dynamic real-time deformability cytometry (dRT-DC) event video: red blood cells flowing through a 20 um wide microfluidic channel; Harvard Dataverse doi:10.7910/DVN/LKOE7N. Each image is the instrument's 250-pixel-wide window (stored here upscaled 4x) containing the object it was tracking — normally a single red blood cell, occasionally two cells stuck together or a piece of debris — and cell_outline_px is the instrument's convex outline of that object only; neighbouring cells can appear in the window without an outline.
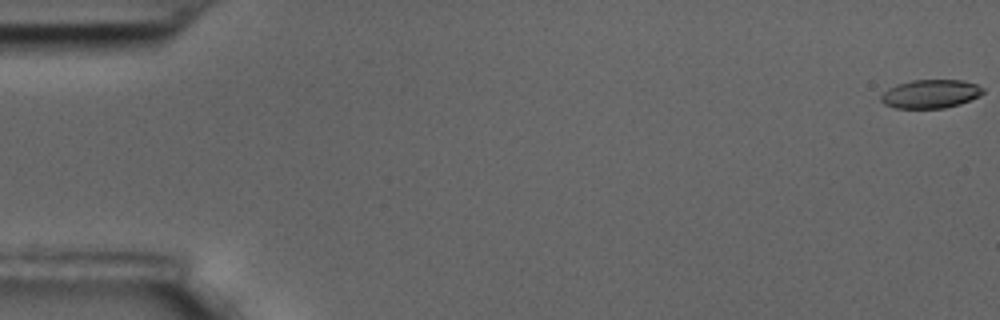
{"species": "common noctule bat (a hibernating species)", "species_latin": "Nyctalus noctula", "temperature_condition": "room temperature", "stored_images_in_passage": 59, "camera_frame_rate_fps": 3000, "um_per_image_px": 0.085, "animal": {"sex": "male", "body_mass_g": 17.5, "forearm_length_mm": 52.3}, "frame": {"image": 1, "passage_image": 1, "time_ms": 0.0, "image_size_px": [1000, 320], "cell_outline_px": [[984, 92], [980, 96], [960, 104], [944, 108], [896, 108], [884, 104], [880, 100], [880, 96], [888, 88], [896, 84], [912, 80], [964, 80], [976, 84], [984, 88]], "centroid_in_image_um": [79.1, 7.98], "position_along_channel_um": 5.9, "area_um2": 17.11}}
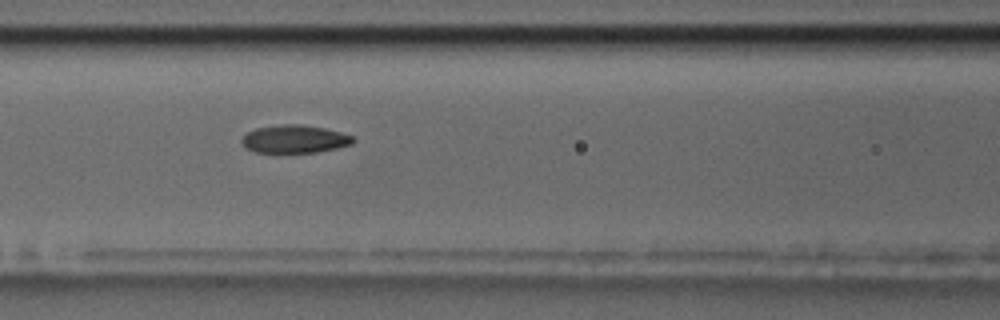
{"frame": {"image": 2, "passage_image": 26, "time_ms": 8.333, "image_size_px": [1000, 320], "cell_outline_px": [[356, 140], [352, 144], [336, 148], [316, 152], [252, 152], [244, 148], [240, 144], [240, 140], [248, 132], [256, 128], [280, 124], [300, 124], [324, 128], [340, 132], [352, 136]], "centroid_in_image_um": [25.0, 11.82], "position_along_channel_um": 141.6, "area_um2": 18.21}}
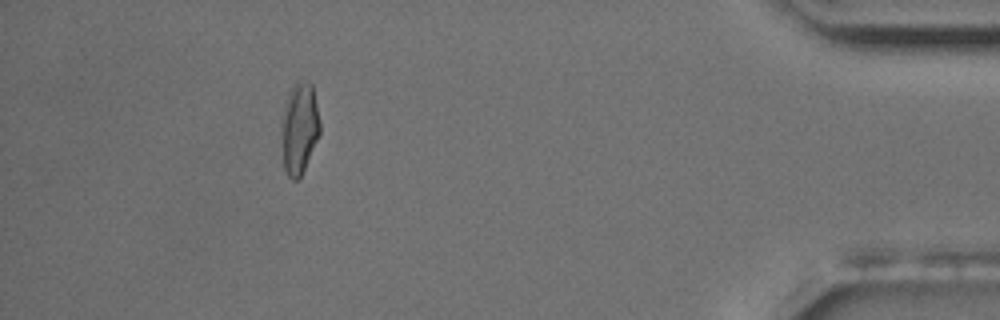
{"frame": {"image": 3, "passage_image": 54, "time_ms": 17.667, "image_size_px": [1000, 320], "cell_outline_px": [[320, 132], [304, 168], [300, 176], [296, 180], [292, 180], [288, 176], [284, 168], [280, 132], [280, 128], [284, 104], [288, 92], [292, 84], [296, 80], [300, 80], [312, 84], [320, 120]], "centroid_in_image_um": [25.41, 10.85], "position_along_channel_um": 409.8, "area_um2": 20.69}, "authors_computed_cell_mechanics": {"area_um2": 18.3804, "velocity_mm_per_s": 3.4654, "shape_relaxation_time_tau1_ms": 4.9695, "shape_relaxation_time_tau2_ms": 2.2213, "deformation_change_tau1": 0.1707, "deformation_change_tau2": 0.0826}}